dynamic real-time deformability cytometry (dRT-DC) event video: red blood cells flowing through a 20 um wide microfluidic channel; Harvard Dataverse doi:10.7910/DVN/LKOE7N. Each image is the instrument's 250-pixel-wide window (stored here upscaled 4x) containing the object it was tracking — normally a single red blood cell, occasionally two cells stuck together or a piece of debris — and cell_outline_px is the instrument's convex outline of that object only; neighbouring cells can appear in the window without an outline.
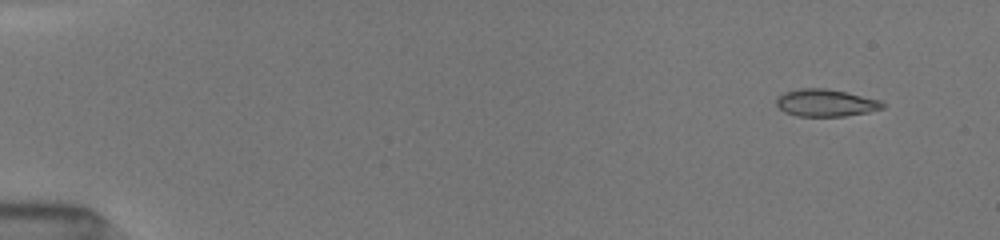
{"species": "common noctule bat (a hibernating species)", "species_latin": "Nyctalus noctula", "temperature_condition": "room temperature", "stored_images_in_passage": 51, "camera_frame_rate_fps": 3000, "um_per_image_px": 0.085, "animal": {"sex": "female", "body_mass_g": 19.5, "forearm_length_mm": 54.1}, "frame": {"image": 1, "passage_image": 4, "time_ms": 1.0, "image_size_px": [1000, 240], "cell_outline_px": [[884, 108], [868, 112], [844, 116], [796, 116], [784, 112], [776, 104], [776, 96], [784, 92], [800, 88], [824, 88], [848, 92], [880, 100], [884, 104]], "centroid_in_image_um": [70.16, 8.74], "position_along_channel_um": 14.8, "area_um2": 16.99}}
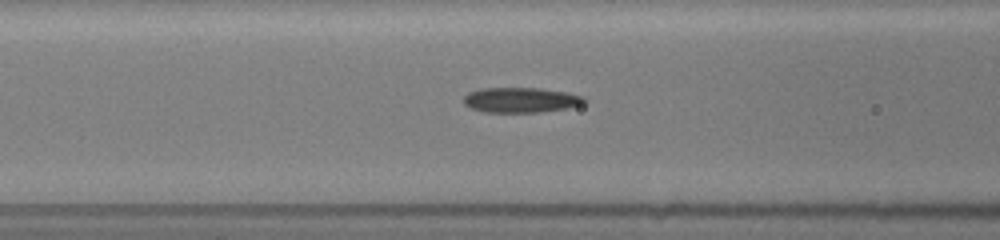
{"frame": {"image": 2, "passage_image": 22, "time_ms": 7.0, "image_size_px": [1000, 240], "cell_outline_px": [[588, 100], [580, 104], [564, 108], [540, 112], [484, 112], [472, 108], [464, 104], [464, 96], [468, 92], [480, 88], [540, 88], [564, 92], [584, 96]], "centroid_in_image_um": [44.23, 8.49], "position_along_channel_um": 122.4, "area_um2": 17.51}}
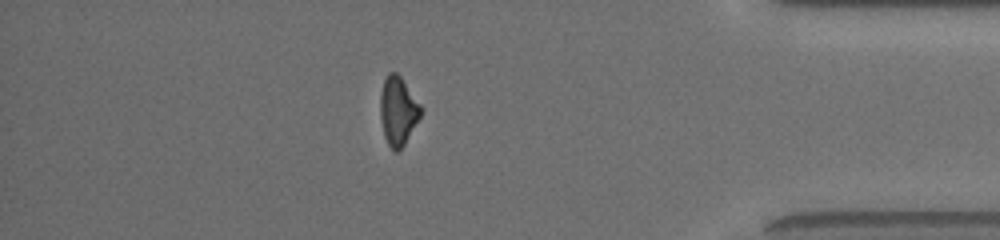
{"frame": {"image": 3, "passage_image": 45, "time_ms": 14.667, "image_size_px": [1000, 240], "cell_outline_px": [[420, 116], [404, 144], [396, 152], [388, 144], [384, 136], [380, 116], [380, 92], [384, 80], [388, 72], [396, 72], [400, 76], [420, 104]], "centroid_in_image_um": [33.8, 9.4], "position_along_channel_um": 401.4, "area_um2": 15.84}, "authors_computed_cell_mechanics": {"area_um2": 17.1088, "velocity_mm_per_s": 4.0375, "shape_relaxation_time_tau1_ms": 5.9031, "shape_relaxation_time_tau2_ms": 4.3806, "deformation_change_tau1": 0.1745, "deformation_change_tau2": 0.1216}}